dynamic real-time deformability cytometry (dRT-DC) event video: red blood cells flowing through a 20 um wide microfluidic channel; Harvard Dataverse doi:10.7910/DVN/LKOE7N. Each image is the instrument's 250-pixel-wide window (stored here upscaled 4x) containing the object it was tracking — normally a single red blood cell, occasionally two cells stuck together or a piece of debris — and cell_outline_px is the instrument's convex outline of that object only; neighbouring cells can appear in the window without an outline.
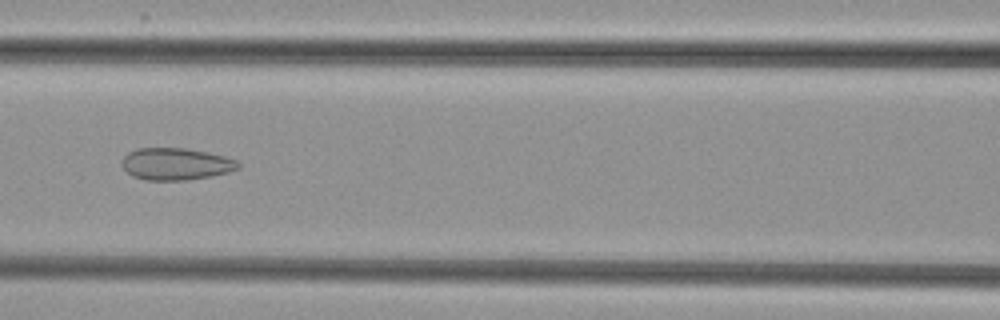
{"species": "common noctule bat (a hibernating species)", "species_latin": "Nyctalus noctula", "temperature_condition": "cold", "stored_images_in_passage": 6, "camera_frame_rate_fps": 3000, "um_per_image_px": 0.085, "animal": {"sex": "female", "body_mass_g": 29.2, "forearm_length_mm": 56.3}, "frame": {"image": 1, "passage_image": 6, "time_ms": 7.0, "image_size_px": [1000, 320], "cell_outline_px": [[240, 168], [228, 172], [212, 176], [188, 180], [144, 180], [132, 176], [120, 164], [120, 160], [128, 152], [136, 148], [188, 148], [208, 152], [224, 156], [236, 160], [240, 164]], "centroid_in_image_um": [14.93, 13.93], "position_along_channel_um": 151.7, "area_um2": 21.96}}